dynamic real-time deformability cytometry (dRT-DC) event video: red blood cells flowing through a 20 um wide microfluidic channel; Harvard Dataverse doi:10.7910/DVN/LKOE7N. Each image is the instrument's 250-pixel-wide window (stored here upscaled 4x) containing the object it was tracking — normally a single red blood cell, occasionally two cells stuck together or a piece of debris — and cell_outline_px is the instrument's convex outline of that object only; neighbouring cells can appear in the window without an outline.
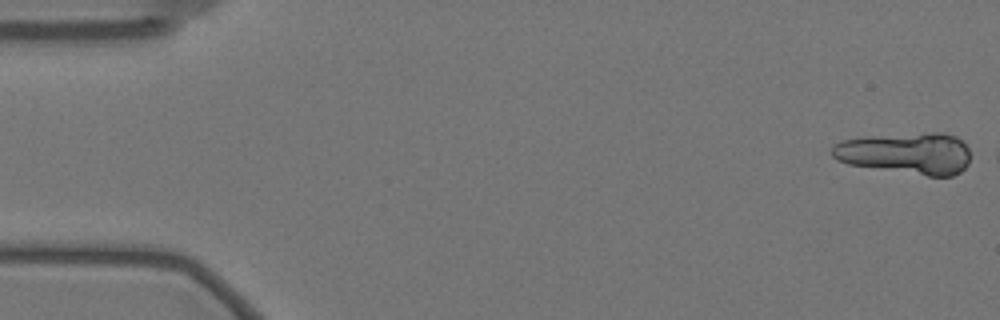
{"species": "Egyptian fruit bat (a non-hibernating species)", "species_latin": "Rousettus aegyptiacus", "temperature_condition": "warm", "stored_images_in_passage": 7, "camera_frame_rate_fps": 3000, "um_per_image_px": 0.085, "animal": {"sex": "female"}, "frame": {"image": 1, "passage_image": 1, "time_ms": 0.0, "image_size_px": [1000, 320], "cell_outline_px": [[968, 164], [960, 172], [952, 176], [928, 176], [848, 164], [832, 156], [832, 144], [840, 140], [860, 136], [936, 132], [944, 132], [956, 136], [968, 148]], "centroid_in_image_um": [77.0, 13.01], "position_along_channel_um": 8.0, "area_um2": 33.76}}